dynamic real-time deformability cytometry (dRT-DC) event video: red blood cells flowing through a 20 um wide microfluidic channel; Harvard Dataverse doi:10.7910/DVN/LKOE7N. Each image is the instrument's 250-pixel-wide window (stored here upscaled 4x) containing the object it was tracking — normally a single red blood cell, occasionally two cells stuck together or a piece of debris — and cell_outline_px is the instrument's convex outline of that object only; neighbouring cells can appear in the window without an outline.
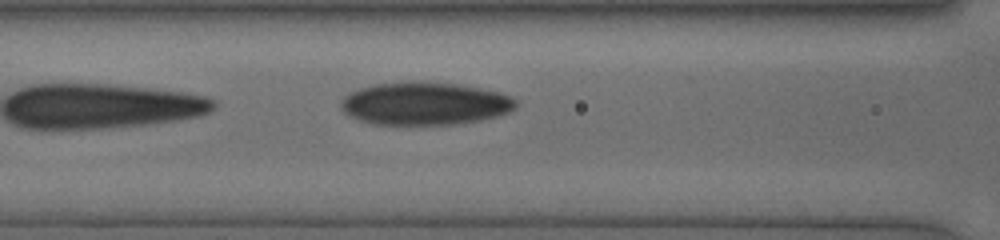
{"species": "human", "species_latin": "Homo sapiens", "temperature_condition": "cold", "stored_images_in_passage": 21, "camera_frame_rate_fps": 3000, "um_per_image_px": 0.085, "donor": {"sex": "female"}, "frame": {"image": 1, "passage_image": 19, "time_ms": 8.0, "image_size_px": [1000, 240], "cell_outline_px": [[516, 108], [508, 112], [496, 116], [480, 120], [452, 124], [376, 124], [360, 120], [344, 112], [340, 108], [340, 100], [344, 96], [360, 88], [376, 84], [412, 80], [420, 80], [460, 84], [500, 92], [512, 96], [516, 100]], "centroid_in_image_um": [36.12, 8.78], "position_along_channel_um": 130.5, "area_um2": 43.87}}
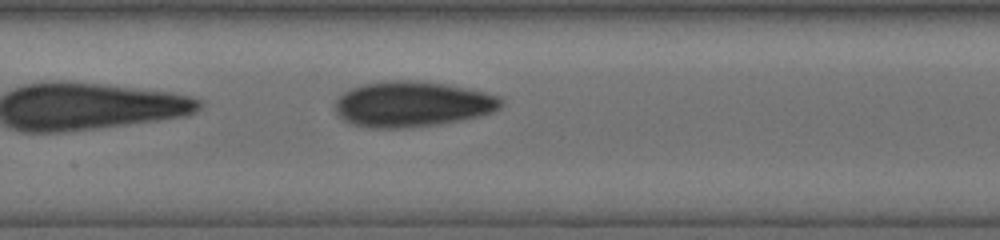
{"frame": {"image": 2, "passage_image": 21, "time_ms": 9.0, "image_size_px": [1000, 240], "cell_outline_px": [[504, 104], [500, 108], [492, 112], [480, 116], [460, 120], [436, 124], [400, 128], [372, 128], [352, 124], [344, 120], [336, 112], [336, 100], [344, 92], [352, 88], [364, 84], [392, 80], [416, 80], [444, 84], [468, 88], [500, 96], [504, 100]], "centroid_in_image_um": [35.08, 8.84], "position_along_channel_um": 172.3, "area_um2": 43.87}}